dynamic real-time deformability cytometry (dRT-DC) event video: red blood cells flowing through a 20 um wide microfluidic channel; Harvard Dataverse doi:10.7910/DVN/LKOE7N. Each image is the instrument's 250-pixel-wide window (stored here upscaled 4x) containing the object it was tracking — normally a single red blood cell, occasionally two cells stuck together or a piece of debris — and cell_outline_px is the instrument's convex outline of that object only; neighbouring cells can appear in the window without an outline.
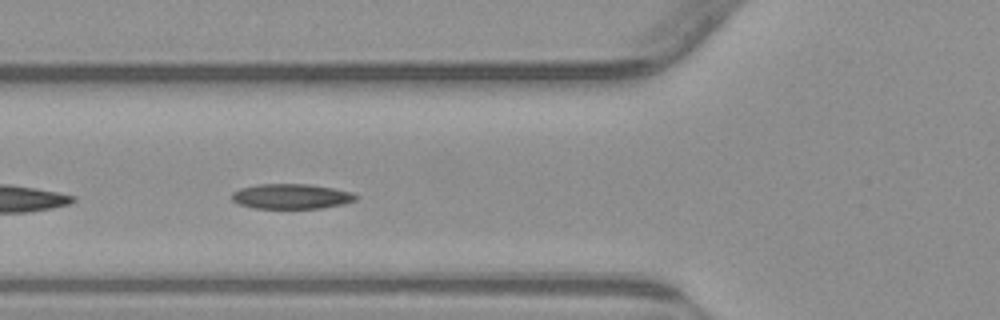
{"species": "common noctule bat (a hibernating species)", "species_latin": "Nyctalus noctula", "temperature_condition": "warm", "stored_images_in_passage": 29, "camera_frame_rate_fps": 3000, "um_per_image_px": 0.085, "animal": {"sex": "male", "body_mass_g": 23.1, "forearm_length_mm": 52.7}, "frame": {"image": 1, "passage_image": 5, "time_ms": 1.333, "image_size_px": [1000, 320], "cell_outline_px": [[360, 196], [356, 200], [344, 204], [320, 208], [252, 208], [240, 204], [232, 200], [232, 192], [240, 188], [256, 184], [312, 184], [352, 192]], "centroid_in_image_um": [24.78, 16.68], "position_along_channel_um": 101.0, "area_um2": 18.21}}
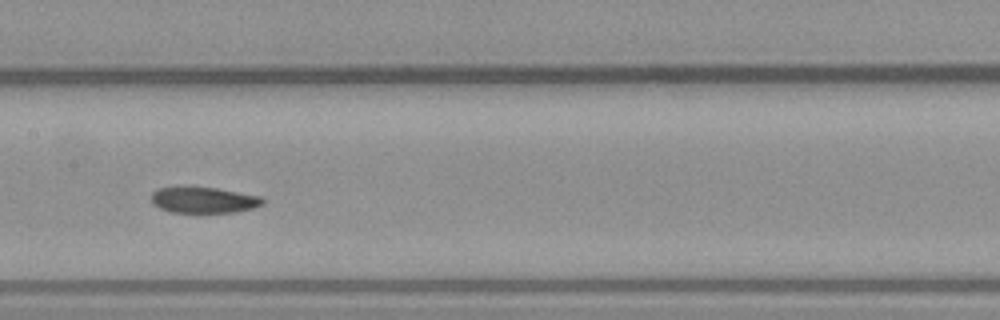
{"frame": {"image": 2, "passage_image": 12, "time_ms": 3.667, "image_size_px": [1000, 320], "cell_outline_px": [[264, 204], [252, 208], [232, 212], [172, 212], [160, 208], [152, 204], [152, 192], [156, 188], [216, 188], [260, 196], [264, 200]], "centroid_in_image_um": [17.31, 17.01], "position_along_channel_um": 190.1, "area_um2": 16.47}}
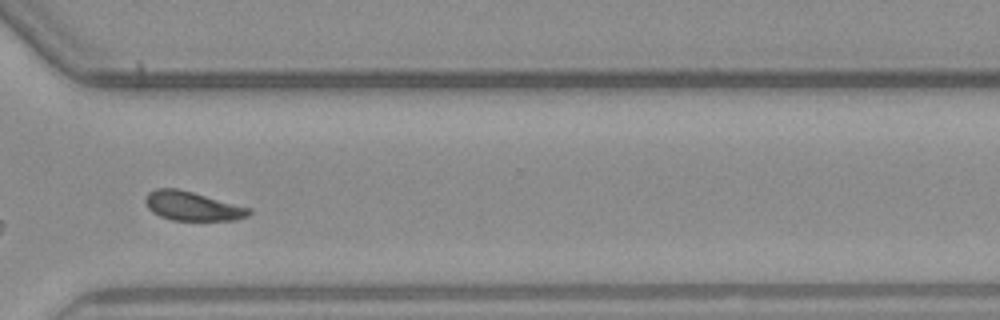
{"frame": {"image": 3, "passage_image": 25, "time_ms": 8.0, "image_size_px": [1000, 320], "cell_outline_px": [[252, 212], [248, 216], [236, 220], [172, 220], [160, 216], [152, 212], [148, 208], [144, 200], [148, 192], [156, 188], [176, 188], [192, 192], [252, 208]], "centroid_in_image_um": [16.36, 17.52], "position_along_channel_um": 354.2, "area_um2": 17.57}, "authors_computed_cell_mechanics": {"area_um2": 17.9758, "velocity_mm_per_s": 3.7895, "shape_relaxation_time_tau1_ms": 5.3296, "shape_relaxation_time_tau2_ms": 3.3032, "deformation_change_tau1": 0.1299, "deformation_change_tau2": 0.0838}}